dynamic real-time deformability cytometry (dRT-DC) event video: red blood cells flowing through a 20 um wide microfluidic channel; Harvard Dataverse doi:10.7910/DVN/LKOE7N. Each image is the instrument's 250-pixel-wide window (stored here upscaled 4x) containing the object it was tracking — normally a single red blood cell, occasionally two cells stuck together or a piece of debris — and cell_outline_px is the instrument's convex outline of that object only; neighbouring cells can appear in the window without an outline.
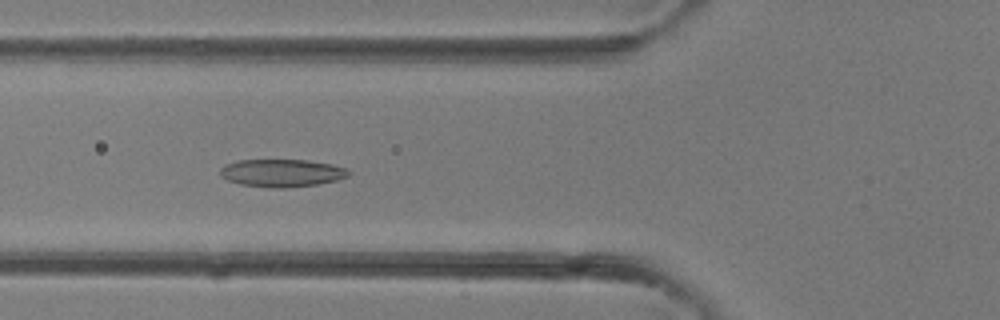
{"species": "common noctule bat (a hibernating species)", "species_latin": "Nyctalus noctula", "temperature_condition": "room temperature", "stored_images_in_passage": 40, "camera_frame_rate_fps": 3000, "um_per_image_px": 0.085, "animal": {"sex": "female"}, "frame": {"image": 1, "passage_image": 15, "time_ms": 4.667, "image_size_px": [1000, 320], "cell_outline_px": [[352, 172], [348, 176], [336, 180], [316, 184], [284, 188], [272, 188], [240, 184], [228, 180], [220, 176], [220, 168], [224, 164], [236, 160], [308, 160], [332, 164], [344, 168]], "centroid_in_image_um": [23.92, 14.69], "position_along_channel_um": 101.9, "area_um2": 20.75}}
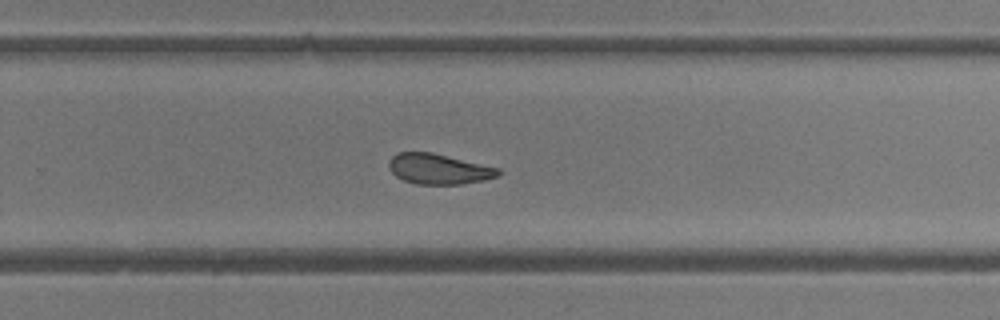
{"frame": {"image": 2, "passage_image": 26, "time_ms": 8.333, "image_size_px": [1000, 320], "cell_outline_px": [[500, 176], [484, 180], [460, 184], [416, 184], [404, 180], [396, 176], [388, 168], [388, 160], [396, 152], [432, 152], [500, 168]], "centroid_in_image_um": [37.28, 14.35], "position_along_channel_um": 292.5, "area_um2": 19.48}}
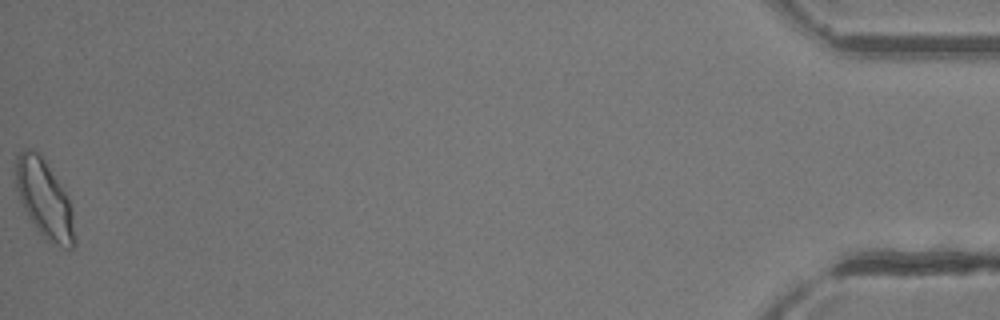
{"frame": {"image": 3, "passage_image": 40, "time_ms": 13.0, "image_size_px": [1000, 320], "cell_outline_px": [[76, 244], [72, 248], [64, 248], [48, 240], [36, 228], [28, 216], [20, 200], [16, 188], [16, 156], [24, 148], [28, 148], [36, 152], [44, 160], [68, 196], [72, 208], [76, 240]], "centroid_in_image_um": [3.79, 16.94], "position_along_channel_um": 431.4, "area_um2": 26.47}}